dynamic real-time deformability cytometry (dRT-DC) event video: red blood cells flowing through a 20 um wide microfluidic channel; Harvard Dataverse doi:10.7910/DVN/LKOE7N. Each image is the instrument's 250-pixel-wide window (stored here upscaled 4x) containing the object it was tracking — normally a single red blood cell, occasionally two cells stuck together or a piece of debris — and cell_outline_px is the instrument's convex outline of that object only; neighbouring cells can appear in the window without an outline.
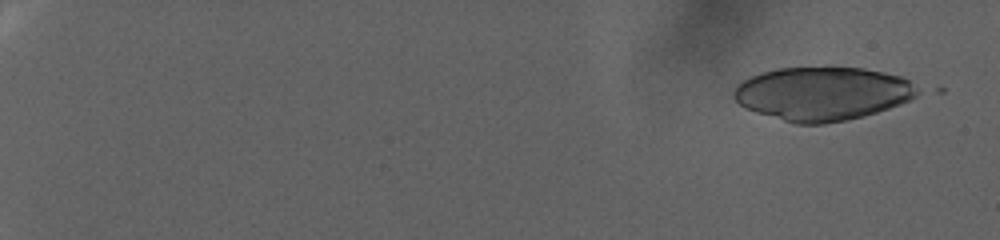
{"species": "human", "species_latin": "Homo sapiens", "temperature_condition": "warm", "stored_images_in_passage": 47, "camera_frame_rate_fps": 3000, "um_per_image_px": 0.085, "donor": {"sex": "female"}, "frame": {"image": 1, "passage_image": 5, "time_ms": 1.333, "image_size_px": [1000, 240], "cell_outline_px": [[920, 92], [916, 96], [900, 104], [864, 116], [848, 120], [824, 124], [796, 124], [756, 112], [744, 108], [732, 96], [732, 92], [736, 84], [752, 76], [776, 68], [828, 64], [864, 68], [884, 72], [900, 76], [908, 80]], "centroid_in_image_um": [69.88, 7.92], "position_along_channel_um": 15.1, "area_um2": 58.38}}
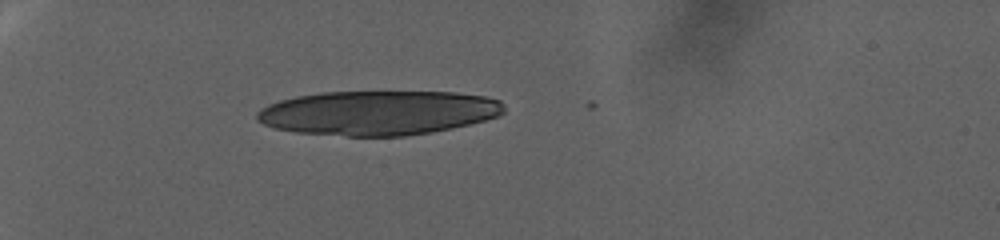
{"frame": {"image": 2, "passage_image": 35, "time_ms": 11.333, "image_size_px": [1000, 240], "cell_outline_px": [[504, 112], [500, 116], [452, 128], [432, 132], [404, 136], [348, 136], [296, 132], [276, 128], [264, 124], [256, 120], [256, 112], [260, 108], [268, 104], [280, 100], [296, 96], [320, 92], [456, 92], [484, 96], [500, 100], [504, 104]], "centroid_in_image_um": [32.14, 9.58], "position_along_channel_um": 52.9, "area_um2": 64.16}}